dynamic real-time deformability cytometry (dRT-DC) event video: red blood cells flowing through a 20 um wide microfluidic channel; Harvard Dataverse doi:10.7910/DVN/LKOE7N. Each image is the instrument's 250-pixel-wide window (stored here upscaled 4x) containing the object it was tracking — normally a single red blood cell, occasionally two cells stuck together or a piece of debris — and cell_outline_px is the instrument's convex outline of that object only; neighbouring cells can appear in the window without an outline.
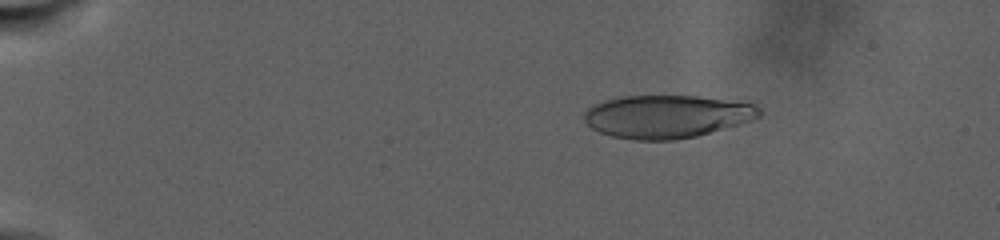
{"species": "human", "species_latin": "Homo sapiens", "temperature_condition": "warm", "stored_images_in_passage": 96, "camera_frame_rate_fps": 3000, "um_per_image_px": 0.085, "donor": {"sex": "male"}, "frame": {"image": 1, "passage_image": 14, "time_ms": 6.0, "image_size_px": [1000, 240], "cell_outline_px": [[760, 116], [740, 124], [696, 136], [676, 140], [636, 140], [612, 136], [600, 132], [592, 128], [584, 120], [584, 112], [588, 108], [604, 100], [620, 96], [696, 96], [752, 104], [760, 108]], "centroid_in_image_um": [56.64, 9.91], "position_along_channel_um": 28.4, "area_um2": 43.47}}
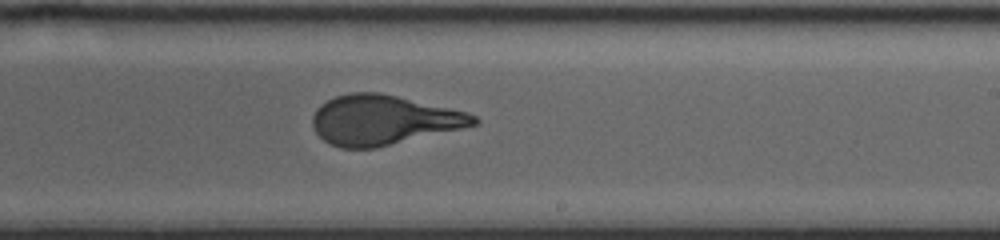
{"frame": {"image": 2, "passage_image": 57, "time_ms": 21.667, "image_size_px": [1000, 240], "cell_outline_px": [[480, 120], [476, 124], [460, 128], [376, 148], [340, 148], [328, 144], [316, 132], [312, 124], [312, 116], [316, 108], [320, 104], [336, 96], [352, 92], [380, 92], [468, 112], [476, 116]], "centroid_in_image_um": [32.54, 10.19], "position_along_channel_um": 256.5, "area_um2": 46.47}}
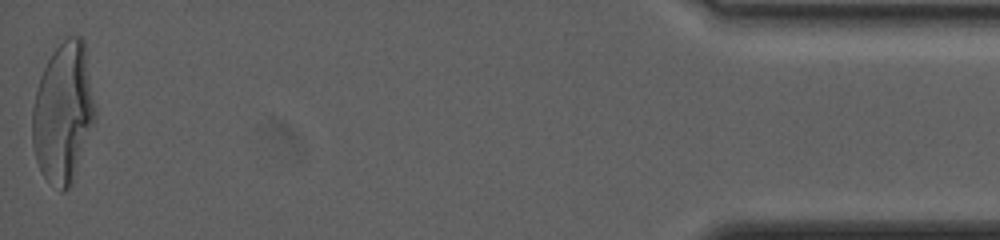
{"frame": {"image": 3, "passage_image": 96, "time_ms": 33.333, "image_size_px": [1000, 240], "cell_outline_px": [[96, 116], [72, 184], [64, 192], [60, 192], [40, 172], [36, 160], [32, 144], [32, 108], [40, 76], [52, 52], [68, 36], [80, 36], [84, 40], [96, 108]], "centroid_in_image_um": [5.37, 9.6], "position_along_channel_um": 429.8, "area_um2": 51.33}, "authors_computed_cell_mechanics": {"area_um2": 46.2689, "velocity_mm_per_s": 2.1493, "shape_relaxation_time_tau1_ms": 9.851, "shape_relaxation_time_tau2_ms": null, "deformation_change_tau1": 0.2893, "deformation_change_tau2": null}}